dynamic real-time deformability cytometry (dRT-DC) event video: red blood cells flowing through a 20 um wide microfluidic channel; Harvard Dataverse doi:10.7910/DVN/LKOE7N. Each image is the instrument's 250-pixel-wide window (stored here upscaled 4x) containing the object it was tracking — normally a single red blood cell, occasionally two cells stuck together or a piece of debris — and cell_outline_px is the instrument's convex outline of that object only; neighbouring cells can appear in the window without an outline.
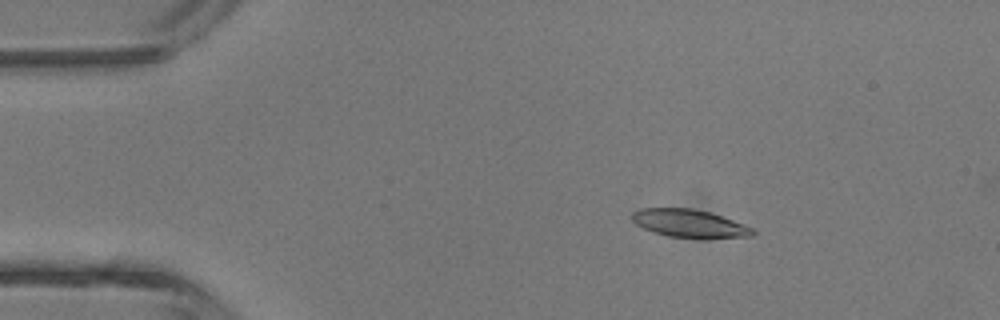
{"species": "common noctule bat (a hibernating species)", "species_latin": "Nyctalus noctula", "temperature_condition": "room temperature", "stored_images_in_passage": 4, "camera_frame_rate_fps": 3000, "um_per_image_px": 0.085, "animal": {"sex": "male", "body_mass_g": 13.3}, "frame": {"image": 1, "passage_image": 1, "time_ms": 0.0, "image_size_px": [1000, 320], "cell_outline_px": [[756, 232], [752, 236], [708, 240], [704, 240], [668, 236], [652, 232], [636, 224], [632, 220], [632, 212], [640, 208], [692, 208], [708, 212], [744, 224], [752, 228]], "centroid_in_image_um": [58.62, 19.03], "position_along_channel_um": 26.4, "area_um2": 20.11}}
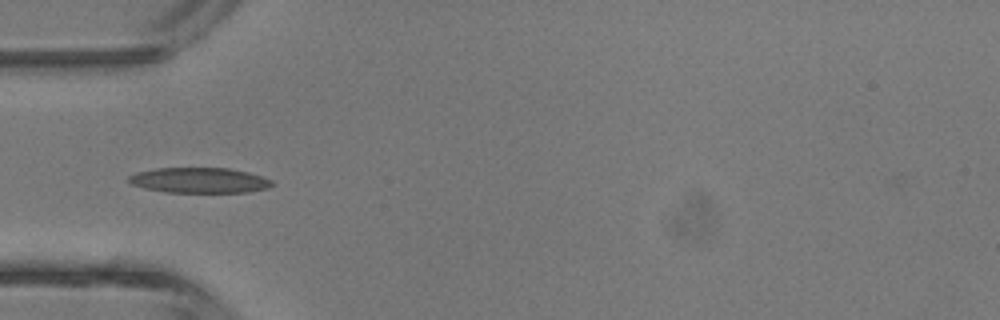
{"frame": {"image": 2, "passage_image": 3, "time_ms": 2.333, "image_size_px": [1000, 320], "cell_outline_px": [[276, 184], [268, 188], [248, 192], [164, 192], [144, 188], [132, 184], [128, 180], [128, 176], [136, 172], [156, 168], [228, 168], [248, 172], [272, 180]], "centroid_in_image_um": [16.95, 15.32], "position_along_channel_um": 68.0, "area_um2": 21.21}}
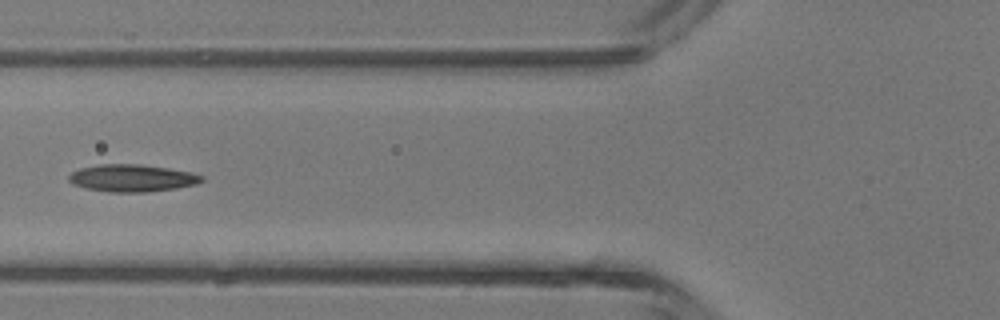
{"frame": {"image": 3, "passage_image": 4, "time_ms": 3.333, "image_size_px": [1000, 320], "cell_outline_px": [[204, 180], [196, 184], [176, 188], [148, 192], [108, 192], [84, 188], [72, 184], [68, 180], [68, 176], [72, 172], [80, 168], [100, 164], [140, 164], [168, 168], [192, 172], [204, 176]], "centroid_in_image_um": [11.22, 15.14], "position_along_channel_um": 114.6, "area_um2": 21.27}}